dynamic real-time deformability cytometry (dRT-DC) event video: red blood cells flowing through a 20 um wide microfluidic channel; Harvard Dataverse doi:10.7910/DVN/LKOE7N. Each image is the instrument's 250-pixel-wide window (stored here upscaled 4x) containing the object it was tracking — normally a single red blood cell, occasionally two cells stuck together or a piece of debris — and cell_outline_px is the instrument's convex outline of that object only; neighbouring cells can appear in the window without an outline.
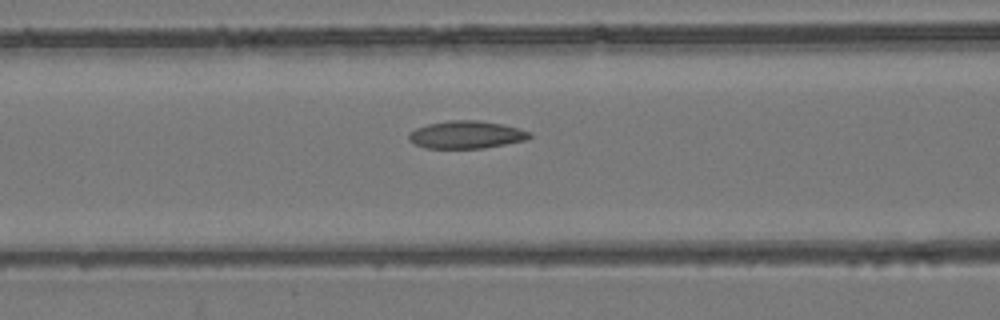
{"species": "common noctule bat (a hibernating species)", "species_latin": "Nyctalus noctula", "temperature_condition": "room temperature", "stored_images_in_passage": 13, "camera_frame_rate_fps": 3000, "um_per_image_px": 0.085, "animal": {"sex": "female", "body_mass_g": 24.6, "forearm_length_mm": 56.2}, "frame": {"image": 1, "passage_image": 13, "time_ms": 4.0, "image_size_px": [1000, 320], "cell_outline_px": [[532, 136], [528, 140], [484, 148], [424, 148], [408, 140], [408, 132], [416, 128], [428, 124], [448, 120], [480, 120], [504, 124], [520, 128], [532, 132]], "centroid_in_image_um": [39.67, 11.44], "position_along_channel_um": 126.9, "area_um2": 19.77}}